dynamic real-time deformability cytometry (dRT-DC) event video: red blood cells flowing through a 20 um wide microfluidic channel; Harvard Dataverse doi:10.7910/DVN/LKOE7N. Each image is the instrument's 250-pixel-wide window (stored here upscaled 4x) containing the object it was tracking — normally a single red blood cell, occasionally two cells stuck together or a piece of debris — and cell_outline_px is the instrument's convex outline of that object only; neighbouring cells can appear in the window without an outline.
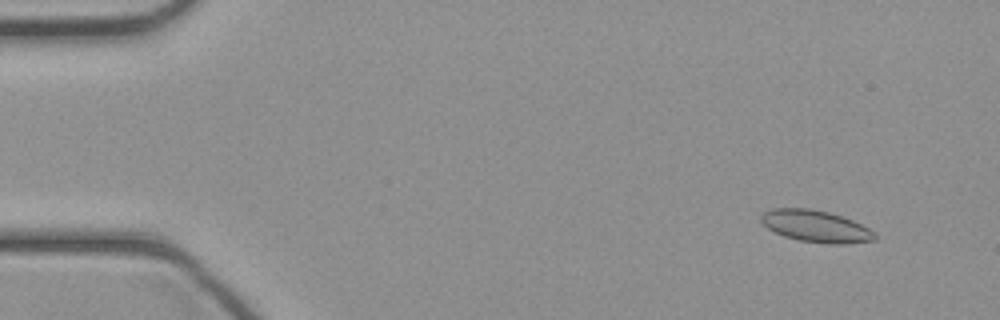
{"species": "common noctule bat (a hibernating species)", "species_latin": "Nyctalus noctula", "temperature_condition": "cold", "stored_images_in_passage": 46, "camera_frame_rate_fps": 3000, "um_per_image_px": 0.085, "animal": {"sex": "female", "body_mass_g": 21.9}, "frame": {"image": 1, "passage_image": 4, "time_ms": 1.0, "image_size_px": [1000, 320], "cell_outline_px": [[876, 240], [844, 244], [828, 244], [800, 240], [784, 236], [768, 228], [760, 220], [760, 216], [764, 212], [772, 208], [808, 208], [828, 212], [852, 220], [876, 232]], "centroid_in_image_um": [69.35, 19.23], "position_along_channel_um": 15.6, "area_um2": 20.98}}
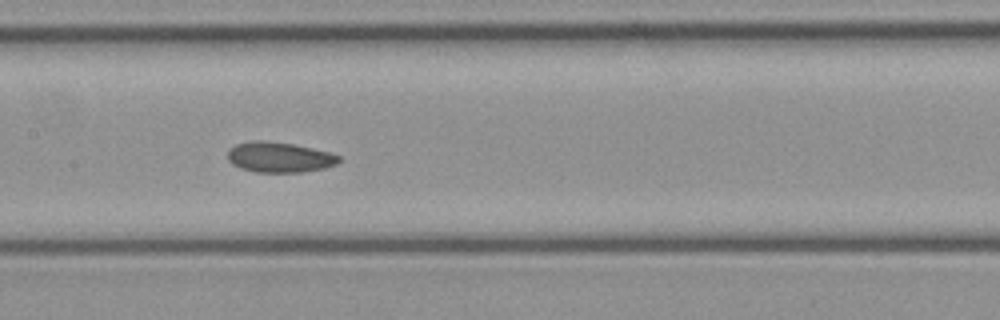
{"frame": {"image": 2, "passage_image": 22, "time_ms": 7.0, "image_size_px": [1000, 320], "cell_outline_px": [[340, 160], [336, 164], [324, 168], [304, 172], [256, 172], [240, 168], [232, 164], [228, 160], [228, 148], [236, 144], [252, 140], [264, 140], [292, 144], [312, 148], [328, 152], [340, 156]], "centroid_in_image_um": [23.71, 13.36], "position_along_channel_um": 183.7, "area_um2": 19.71}}
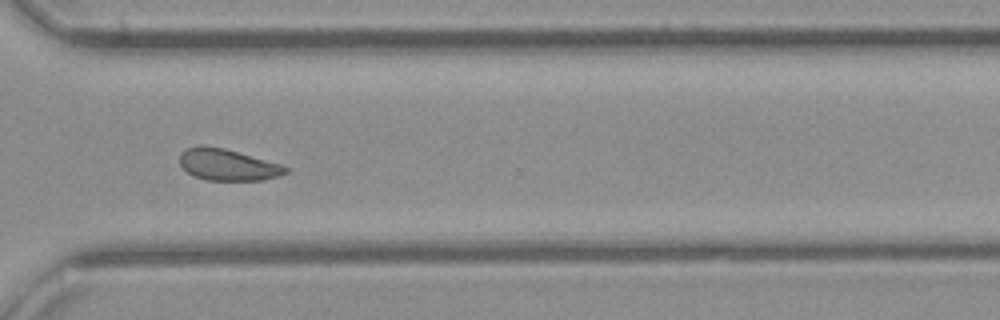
{"frame": {"image": 3, "passage_image": 33, "time_ms": 10.667, "image_size_px": [1000, 320], "cell_outline_px": [[288, 172], [264, 180], [208, 180], [196, 176], [188, 172], [180, 164], [180, 152], [188, 148], [200, 144], [204, 144], [224, 148], [280, 164], [288, 168]], "centroid_in_image_um": [19.32, 13.99], "position_along_channel_um": 351.3, "area_um2": 19.25}}